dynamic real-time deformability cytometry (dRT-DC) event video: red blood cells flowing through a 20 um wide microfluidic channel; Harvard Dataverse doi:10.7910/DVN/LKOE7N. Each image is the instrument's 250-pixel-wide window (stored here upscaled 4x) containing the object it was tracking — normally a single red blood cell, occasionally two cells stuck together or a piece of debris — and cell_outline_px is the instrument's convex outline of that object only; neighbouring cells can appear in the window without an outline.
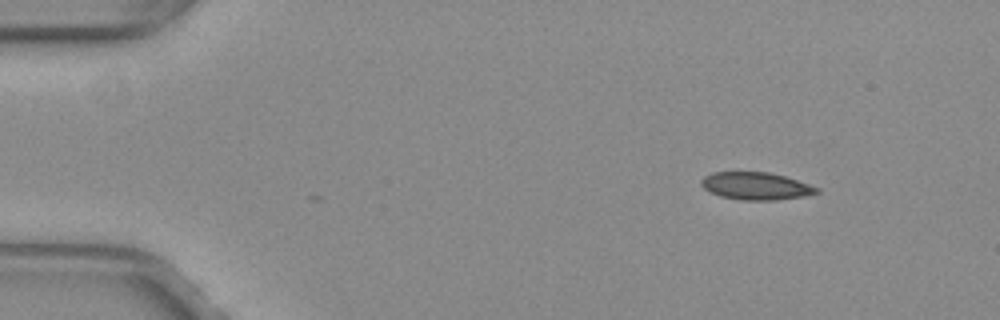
{"species": "common noctule bat (a hibernating species)", "species_latin": "Nyctalus noctula", "temperature_condition": "warm", "stored_images_in_passage": 46, "camera_frame_rate_fps": 3000, "um_per_image_px": 0.085, "animal": {"sex": "female", "body_mass_g": 29.2, "forearm_length_mm": 56.3}, "frame": {"image": 1, "passage_image": 1, "time_ms": 0.0, "image_size_px": [1000, 320], "cell_outline_px": [[820, 192], [804, 196], [772, 200], [740, 200], [720, 196], [704, 188], [700, 184], [700, 180], [704, 176], [712, 172], [768, 172], [784, 176], [820, 188]], "centroid_in_image_um": [64.23, 15.81], "position_along_channel_um": 20.8, "area_um2": 18.38}}
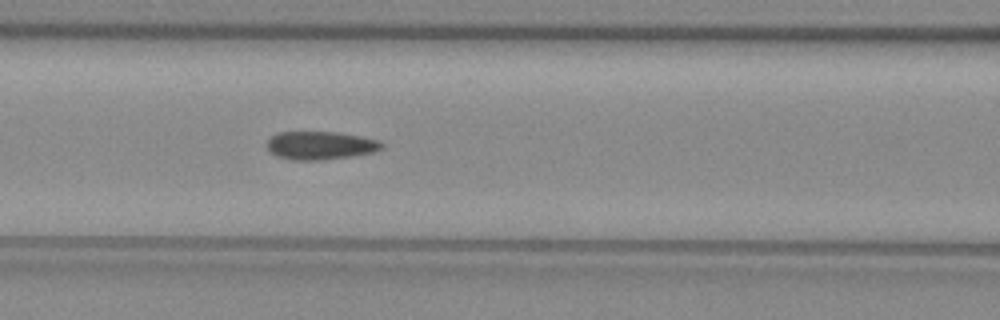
{"frame": {"image": 2, "passage_image": 17, "time_ms": 5.333, "image_size_px": [1000, 320], "cell_outline_px": [[384, 148], [372, 152], [352, 156], [324, 160], [292, 160], [276, 156], [264, 144], [276, 132], [336, 132], [360, 136], [380, 140], [384, 144]], "centroid_in_image_um": [27.23, 12.36], "position_along_channel_um": 139.4, "area_um2": 19.02}}
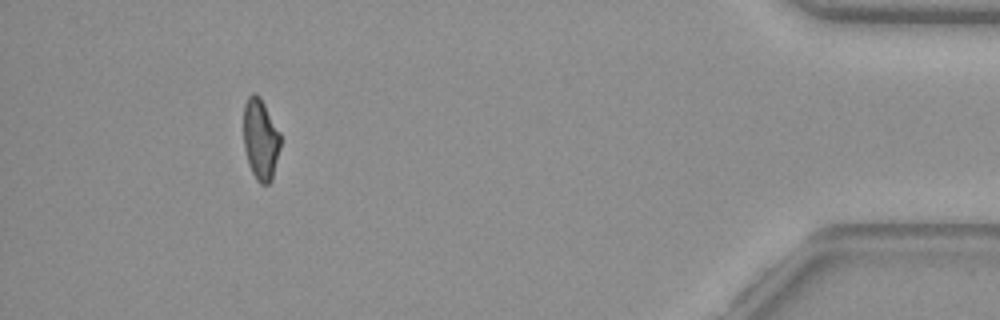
{"frame": {"image": 3, "passage_image": 42, "time_ms": 13.667, "image_size_px": [1000, 320], "cell_outline_px": [[280, 148], [272, 180], [268, 184], [260, 184], [256, 180], [248, 164], [244, 148], [244, 104], [248, 96], [252, 92], [260, 96], [280, 132]], "centroid_in_image_um": [22.14, 11.85], "position_along_channel_um": 413.1, "area_um2": 17.57}, "authors_computed_cell_mechanics": {"area_um2": 18.8717, "velocity_mm_per_s": 4.0373, "shape_relaxation_time_tau1_ms": null, "shape_relaxation_time_tau2_ms": 3.1981, "deformation_change_tau1": null, "deformation_change_tau2": 0.0913}}